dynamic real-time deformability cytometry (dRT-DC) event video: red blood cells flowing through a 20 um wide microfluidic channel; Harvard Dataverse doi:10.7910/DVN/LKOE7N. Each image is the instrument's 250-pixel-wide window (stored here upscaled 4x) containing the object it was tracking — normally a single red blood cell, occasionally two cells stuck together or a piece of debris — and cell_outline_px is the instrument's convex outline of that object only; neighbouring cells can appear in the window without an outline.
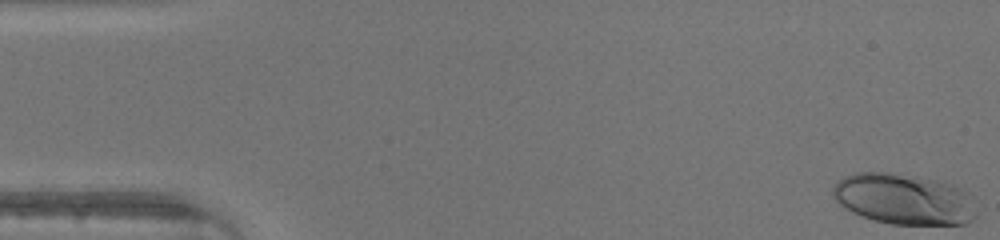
{"species": "human", "species_latin": "Homo sapiens", "temperature_condition": "warm", "stored_images_in_passage": 47, "camera_frame_rate_fps": 3000, "um_per_image_px": 0.085, "donor": {"sex": "male"}, "frame": {"image": 1, "passage_image": 1, "time_ms": 0.0, "image_size_px": [1000, 240], "cell_outline_px": [[976, 216], [972, 220], [964, 224], [892, 224], [872, 220], [852, 212], [844, 208], [832, 196], [832, 188], [836, 180], [844, 176], [856, 172], [888, 172], [916, 176], [936, 180], [952, 184], [968, 192], [972, 196]], "centroid_in_image_um": [76.81, 16.91], "position_along_channel_um": 8.2, "area_um2": 42.89}}
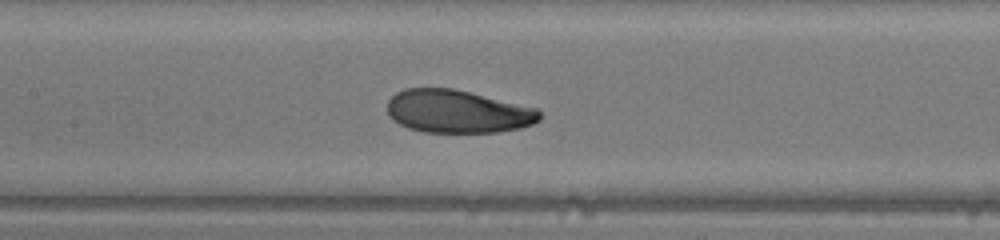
{"frame": {"image": 2, "passage_image": 22, "time_ms": 7.0, "image_size_px": [1000, 240], "cell_outline_px": [[540, 120], [532, 124], [520, 128], [496, 132], [424, 132], [408, 128], [400, 124], [388, 116], [388, 100], [396, 92], [404, 88], [456, 88], [540, 108]], "centroid_in_image_um": [38.92, 9.46], "position_along_channel_um": 168.5, "area_um2": 38.61}}
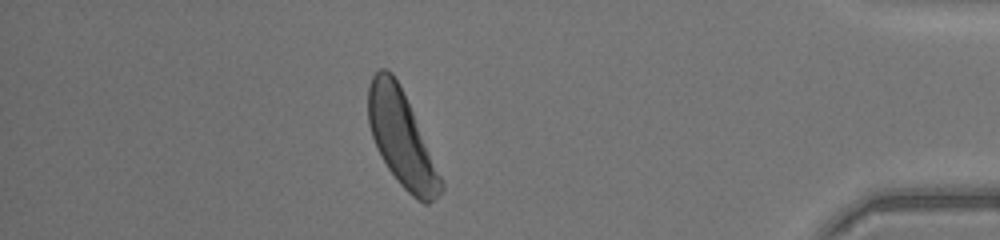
{"frame": {"image": 3, "passage_image": 41, "time_ms": 13.333, "image_size_px": [1000, 240], "cell_outline_px": [[444, 188], [428, 204], [424, 204], [412, 196], [400, 184], [388, 168], [372, 136], [368, 124], [368, 84], [372, 76], [380, 68], [388, 68], [392, 72], [400, 84], [444, 184]], "centroid_in_image_um": [34.1, 11.73], "position_along_channel_um": 401.1, "area_um2": 39.42}}